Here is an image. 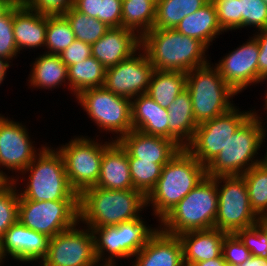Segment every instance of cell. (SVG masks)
I'll use <instances>...</instances> for the list:
<instances>
[{"mask_svg":"<svg viewBox=\"0 0 267 266\" xmlns=\"http://www.w3.org/2000/svg\"><path fill=\"white\" fill-rule=\"evenodd\" d=\"M146 209V197L136 189L110 190L93 186L79 195V223L88 228L142 218V211Z\"/></svg>","mask_w":267,"mask_h":266,"instance_id":"1","label":"cell"},{"mask_svg":"<svg viewBox=\"0 0 267 266\" xmlns=\"http://www.w3.org/2000/svg\"><path fill=\"white\" fill-rule=\"evenodd\" d=\"M141 49L154 70L188 73L210 62L208 47L198 39L175 29H151L141 37ZM209 58V59H207Z\"/></svg>","mask_w":267,"mask_h":266,"instance_id":"2","label":"cell"},{"mask_svg":"<svg viewBox=\"0 0 267 266\" xmlns=\"http://www.w3.org/2000/svg\"><path fill=\"white\" fill-rule=\"evenodd\" d=\"M18 181H24V187L20 186L17 190L27 200H79V195L69 183L62 155L47 143L31 164L13 180L17 187Z\"/></svg>","mask_w":267,"mask_h":266,"instance_id":"3","label":"cell"},{"mask_svg":"<svg viewBox=\"0 0 267 266\" xmlns=\"http://www.w3.org/2000/svg\"><path fill=\"white\" fill-rule=\"evenodd\" d=\"M206 176L203 166L185 148L181 149L161 171L154 189L146 197V207L159 222Z\"/></svg>","mask_w":267,"mask_h":266,"instance_id":"4","label":"cell"},{"mask_svg":"<svg viewBox=\"0 0 267 266\" xmlns=\"http://www.w3.org/2000/svg\"><path fill=\"white\" fill-rule=\"evenodd\" d=\"M218 208L216 177L205 176L160 221L159 228L170 235L214 228Z\"/></svg>","mask_w":267,"mask_h":266,"instance_id":"5","label":"cell"},{"mask_svg":"<svg viewBox=\"0 0 267 266\" xmlns=\"http://www.w3.org/2000/svg\"><path fill=\"white\" fill-rule=\"evenodd\" d=\"M254 113L229 138L224 149L206 166V176L242 175L264 161L259 151L263 142L262 115ZM264 144V145H263Z\"/></svg>","mask_w":267,"mask_h":266,"instance_id":"6","label":"cell"},{"mask_svg":"<svg viewBox=\"0 0 267 266\" xmlns=\"http://www.w3.org/2000/svg\"><path fill=\"white\" fill-rule=\"evenodd\" d=\"M186 89L192 101V111L197 124L228 112L236 92L223 80L211 61L186 73Z\"/></svg>","mask_w":267,"mask_h":266,"instance_id":"7","label":"cell"},{"mask_svg":"<svg viewBox=\"0 0 267 266\" xmlns=\"http://www.w3.org/2000/svg\"><path fill=\"white\" fill-rule=\"evenodd\" d=\"M152 226L144 218H136L114 226L90 228L98 264L117 266V260L133 258L159 228Z\"/></svg>","mask_w":267,"mask_h":266,"instance_id":"8","label":"cell"},{"mask_svg":"<svg viewBox=\"0 0 267 266\" xmlns=\"http://www.w3.org/2000/svg\"><path fill=\"white\" fill-rule=\"evenodd\" d=\"M75 99L97 126L99 133L116 134L114 138L111 137L112 141H119L133 130L131 99L116 95L104 86L85 89Z\"/></svg>","mask_w":267,"mask_h":266,"instance_id":"9","label":"cell"},{"mask_svg":"<svg viewBox=\"0 0 267 266\" xmlns=\"http://www.w3.org/2000/svg\"><path fill=\"white\" fill-rule=\"evenodd\" d=\"M107 140L103 142L101 138L98 140L75 135L65 145L63 143L57 147L63 157L69 183L78 195L87 188L96 186L103 152L114 142L111 138Z\"/></svg>","mask_w":267,"mask_h":266,"instance_id":"10","label":"cell"},{"mask_svg":"<svg viewBox=\"0 0 267 266\" xmlns=\"http://www.w3.org/2000/svg\"><path fill=\"white\" fill-rule=\"evenodd\" d=\"M218 208L214 228L235 233L256 224L260 217L252 210L242 175L216 177Z\"/></svg>","mask_w":267,"mask_h":266,"instance_id":"11","label":"cell"},{"mask_svg":"<svg viewBox=\"0 0 267 266\" xmlns=\"http://www.w3.org/2000/svg\"><path fill=\"white\" fill-rule=\"evenodd\" d=\"M18 221L52 238L79 222V200L34 201L19 195Z\"/></svg>","mask_w":267,"mask_h":266,"instance_id":"12","label":"cell"},{"mask_svg":"<svg viewBox=\"0 0 267 266\" xmlns=\"http://www.w3.org/2000/svg\"><path fill=\"white\" fill-rule=\"evenodd\" d=\"M253 113L252 109L241 111L235 105L228 112L198 124L191 142L185 149L206 167Z\"/></svg>","mask_w":267,"mask_h":266,"instance_id":"13","label":"cell"},{"mask_svg":"<svg viewBox=\"0 0 267 266\" xmlns=\"http://www.w3.org/2000/svg\"><path fill=\"white\" fill-rule=\"evenodd\" d=\"M28 130L22 122L0 114V176L5 181H13L20 175L46 145L36 148ZM3 170L15 172L16 176L8 175L10 173Z\"/></svg>","mask_w":267,"mask_h":266,"instance_id":"14","label":"cell"},{"mask_svg":"<svg viewBox=\"0 0 267 266\" xmlns=\"http://www.w3.org/2000/svg\"><path fill=\"white\" fill-rule=\"evenodd\" d=\"M80 225L78 222L49 238L46 256L41 261L45 266H100L95 254L93 232Z\"/></svg>","mask_w":267,"mask_h":266,"instance_id":"15","label":"cell"},{"mask_svg":"<svg viewBox=\"0 0 267 266\" xmlns=\"http://www.w3.org/2000/svg\"><path fill=\"white\" fill-rule=\"evenodd\" d=\"M154 67L140 48L131 57L105 71L104 87L129 99L148 90Z\"/></svg>","mask_w":267,"mask_h":266,"instance_id":"16","label":"cell"},{"mask_svg":"<svg viewBox=\"0 0 267 266\" xmlns=\"http://www.w3.org/2000/svg\"><path fill=\"white\" fill-rule=\"evenodd\" d=\"M258 58V41L251 35L242 45L222 56L215 66L223 80L238 95L258 84Z\"/></svg>","mask_w":267,"mask_h":266,"instance_id":"17","label":"cell"},{"mask_svg":"<svg viewBox=\"0 0 267 266\" xmlns=\"http://www.w3.org/2000/svg\"><path fill=\"white\" fill-rule=\"evenodd\" d=\"M48 243L49 237L17 220L0 239V252L5 261L12 257L16 262L33 265L34 261L37 263L44 259Z\"/></svg>","mask_w":267,"mask_h":266,"instance_id":"18","label":"cell"},{"mask_svg":"<svg viewBox=\"0 0 267 266\" xmlns=\"http://www.w3.org/2000/svg\"><path fill=\"white\" fill-rule=\"evenodd\" d=\"M141 48V38L124 27L110 28L91 45L92 56L106 69L128 59Z\"/></svg>","mask_w":267,"mask_h":266,"instance_id":"19","label":"cell"},{"mask_svg":"<svg viewBox=\"0 0 267 266\" xmlns=\"http://www.w3.org/2000/svg\"><path fill=\"white\" fill-rule=\"evenodd\" d=\"M134 257L132 266H185L181 240L160 228Z\"/></svg>","mask_w":267,"mask_h":266,"instance_id":"20","label":"cell"},{"mask_svg":"<svg viewBox=\"0 0 267 266\" xmlns=\"http://www.w3.org/2000/svg\"><path fill=\"white\" fill-rule=\"evenodd\" d=\"M118 142L132 157L157 164H166L182 149L171 139L138 130H131Z\"/></svg>","mask_w":267,"mask_h":266,"instance_id":"21","label":"cell"},{"mask_svg":"<svg viewBox=\"0 0 267 266\" xmlns=\"http://www.w3.org/2000/svg\"><path fill=\"white\" fill-rule=\"evenodd\" d=\"M47 15L26 7L17 1L13 5V32L16 46L20 51L32 49L45 50Z\"/></svg>","mask_w":267,"mask_h":266,"instance_id":"22","label":"cell"},{"mask_svg":"<svg viewBox=\"0 0 267 266\" xmlns=\"http://www.w3.org/2000/svg\"><path fill=\"white\" fill-rule=\"evenodd\" d=\"M225 235V231L215 228L178 235L182 243L184 265L192 266L194 263L219 257Z\"/></svg>","mask_w":267,"mask_h":266,"instance_id":"23","label":"cell"},{"mask_svg":"<svg viewBox=\"0 0 267 266\" xmlns=\"http://www.w3.org/2000/svg\"><path fill=\"white\" fill-rule=\"evenodd\" d=\"M95 187L110 190L134 189L128 162V152L114 141L104 152L100 175Z\"/></svg>","mask_w":267,"mask_h":266,"instance_id":"24","label":"cell"},{"mask_svg":"<svg viewBox=\"0 0 267 266\" xmlns=\"http://www.w3.org/2000/svg\"><path fill=\"white\" fill-rule=\"evenodd\" d=\"M131 121L133 130L168 139V110L146 93L131 99Z\"/></svg>","mask_w":267,"mask_h":266,"instance_id":"25","label":"cell"},{"mask_svg":"<svg viewBox=\"0 0 267 266\" xmlns=\"http://www.w3.org/2000/svg\"><path fill=\"white\" fill-rule=\"evenodd\" d=\"M175 30L188 37L203 42L208 48L214 43L218 35L224 34L221 28L214 4L209 0L194 13L185 16Z\"/></svg>","mask_w":267,"mask_h":266,"instance_id":"26","label":"cell"},{"mask_svg":"<svg viewBox=\"0 0 267 266\" xmlns=\"http://www.w3.org/2000/svg\"><path fill=\"white\" fill-rule=\"evenodd\" d=\"M31 71L28 77L30 88L51 90L61 87H67L68 82V67L62 62L59 54H44L38 55L35 61L31 63Z\"/></svg>","mask_w":267,"mask_h":266,"instance_id":"27","label":"cell"},{"mask_svg":"<svg viewBox=\"0 0 267 266\" xmlns=\"http://www.w3.org/2000/svg\"><path fill=\"white\" fill-rule=\"evenodd\" d=\"M169 114L168 139L184 149L192 140L198 124L192 111L189 91L185 89L167 108Z\"/></svg>","mask_w":267,"mask_h":266,"instance_id":"28","label":"cell"},{"mask_svg":"<svg viewBox=\"0 0 267 266\" xmlns=\"http://www.w3.org/2000/svg\"><path fill=\"white\" fill-rule=\"evenodd\" d=\"M185 89V72L154 70L146 94L161 107L167 109L176 97Z\"/></svg>","mask_w":267,"mask_h":266,"instance_id":"29","label":"cell"},{"mask_svg":"<svg viewBox=\"0 0 267 266\" xmlns=\"http://www.w3.org/2000/svg\"><path fill=\"white\" fill-rule=\"evenodd\" d=\"M106 68L93 56L68 66L69 89L73 96L89 88L103 87Z\"/></svg>","mask_w":267,"mask_h":266,"instance_id":"30","label":"cell"},{"mask_svg":"<svg viewBox=\"0 0 267 266\" xmlns=\"http://www.w3.org/2000/svg\"><path fill=\"white\" fill-rule=\"evenodd\" d=\"M156 5L149 0H122V27L140 38L153 28Z\"/></svg>","mask_w":267,"mask_h":266,"instance_id":"31","label":"cell"},{"mask_svg":"<svg viewBox=\"0 0 267 266\" xmlns=\"http://www.w3.org/2000/svg\"><path fill=\"white\" fill-rule=\"evenodd\" d=\"M209 0H158L156 18L152 29H175L188 16Z\"/></svg>","mask_w":267,"mask_h":266,"instance_id":"32","label":"cell"},{"mask_svg":"<svg viewBox=\"0 0 267 266\" xmlns=\"http://www.w3.org/2000/svg\"><path fill=\"white\" fill-rule=\"evenodd\" d=\"M242 176L248 189L252 210L260 218H267V161L251 167Z\"/></svg>","mask_w":267,"mask_h":266,"instance_id":"33","label":"cell"},{"mask_svg":"<svg viewBox=\"0 0 267 266\" xmlns=\"http://www.w3.org/2000/svg\"><path fill=\"white\" fill-rule=\"evenodd\" d=\"M70 23L75 39L94 44L110 27L97 18L89 17L77 11L73 6L62 14Z\"/></svg>","mask_w":267,"mask_h":266,"instance_id":"34","label":"cell"},{"mask_svg":"<svg viewBox=\"0 0 267 266\" xmlns=\"http://www.w3.org/2000/svg\"><path fill=\"white\" fill-rule=\"evenodd\" d=\"M75 40L70 23L63 15H47L45 52L60 54Z\"/></svg>","mask_w":267,"mask_h":266,"instance_id":"35","label":"cell"},{"mask_svg":"<svg viewBox=\"0 0 267 266\" xmlns=\"http://www.w3.org/2000/svg\"><path fill=\"white\" fill-rule=\"evenodd\" d=\"M129 169L133 188L140 191L145 197L154 189L161 176L165 164H157L152 161L139 160L128 153Z\"/></svg>","mask_w":267,"mask_h":266,"instance_id":"36","label":"cell"},{"mask_svg":"<svg viewBox=\"0 0 267 266\" xmlns=\"http://www.w3.org/2000/svg\"><path fill=\"white\" fill-rule=\"evenodd\" d=\"M19 193L13 181H6L0 187V239L18 220Z\"/></svg>","mask_w":267,"mask_h":266,"instance_id":"37","label":"cell"},{"mask_svg":"<svg viewBox=\"0 0 267 266\" xmlns=\"http://www.w3.org/2000/svg\"><path fill=\"white\" fill-rule=\"evenodd\" d=\"M242 28H255L256 31L267 28V4L263 0H238Z\"/></svg>","mask_w":267,"mask_h":266,"instance_id":"38","label":"cell"},{"mask_svg":"<svg viewBox=\"0 0 267 266\" xmlns=\"http://www.w3.org/2000/svg\"><path fill=\"white\" fill-rule=\"evenodd\" d=\"M215 6L218 21L225 32L240 30L242 17L238 0H211Z\"/></svg>","mask_w":267,"mask_h":266,"instance_id":"39","label":"cell"},{"mask_svg":"<svg viewBox=\"0 0 267 266\" xmlns=\"http://www.w3.org/2000/svg\"><path fill=\"white\" fill-rule=\"evenodd\" d=\"M20 54L16 46L13 32V6L0 17V56L11 60ZM14 57V58H13Z\"/></svg>","mask_w":267,"mask_h":266,"instance_id":"40","label":"cell"},{"mask_svg":"<svg viewBox=\"0 0 267 266\" xmlns=\"http://www.w3.org/2000/svg\"><path fill=\"white\" fill-rule=\"evenodd\" d=\"M251 255L267 258V233L258 225L235 232Z\"/></svg>","mask_w":267,"mask_h":266,"instance_id":"41","label":"cell"},{"mask_svg":"<svg viewBox=\"0 0 267 266\" xmlns=\"http://www.w3.org/2000/svg\"><path fill=\"white\" fill-rule=\"evenodd\" d=\"M222 254L227 266H239L251 257L250 250L235 233H226L222 243Z\"/></svg>","mask_w":267,"mask_h":266,"instance_id":"42","label":"cell"},{"mask_svg":"<svg viewBox=\"0 0 267 266\" xmlns=\"http://www.w3.org/2000/svg\"><path fill=\"white\" fill-rule=\"evenodd\" d=\"M75 0H23L22 3L35 11L46 15H62L68 11Z\"/></svg>","mask_w":267,"mask_h":266,"instance_id":"43","label":"cell"},{"mask_svg":"<svg viewBox=\"0 0 267 266\" xmlns=\"http://www.w3.org/2000/svg\"><path fill=\"white\" fill-rule=\"evenodd\" d=\"M100 21L110 28L122 27V0H100Z\"/></svg>","mask_w":267,"mask_h":266,"instance_id":"44","label":"cell"},{"mask_svg":"<svg viewBox=\"0 0 267 266\" xmlns=\"http://www.w3.org/2000/svg\"><path fill=\"white\" fill-rule=\"evenodd\" d=\"M91 56V45L78 39H75L68 48H66L59 54L62 62L67 67L76 63H80Z\"/></svg>","mask_w":267,"mask_h":266,"instance_id":"45","label":"cell"},{"mask_svg":"<svg viewBox=\"0 0 267 266\" xmlns=\"http://www.w3.org/2000/svg\"><path fill=\"white\" fill-rule=\"evenodd\" d=\"M258 41V84L267 77V28L252 34Z\"/></svg>","mask_w":267,"mask_h":266,"instance_id":"46","label":"cell"},{"mask_svg":"<svg viewBox=\"0 0 267 266\" xmlns=\"http://www.w3.org/2000/svg\"><path fill=\"white\" fill-rule=\"evenodd\" d=\"M73 7L89 17L100 20V0H75Z\"/></svg>","mask_w":267,"mask_h":266,"instance_id":"47","label":"cell"},{"mask_svg":"<svg viewBox=\"0 0 267 266\" xmlns=\"http://www.w3.org/2000/svg\"><path fill=\"white\" fill-rule=\"evenodd\" d=\"M239 266H267V258L251 255V257Z\"/></svg>","mask_w":267,"mask_h":266,"instance_id":"48","label":"cell"},{"mask_svg":"<svg viewBox=\"0 0 267 266\" xmlns=\"http://www.w3.org/2000/svg\"><path fill=\"white\" fill-rule=\"evenodd\" d=\"M192 266H227L223 254L215 259L194 263Z\"/></svg>","mask_w":267,"mask_h":266,"instance_id":"49","label":"cell"},{"mask_svg":"<svg viewBox=\"0 0 267 266\" xmlns=\"http://www.w3.org/2000/svg\"><path fill=\"white\" fill-rule=\"evenodd\" d=\"M11 63V61L0 56V86L7 76V70L12 66Z\"/></svg>","mask_w":267,"mask_h":266,"instance_id":"50","label":"cell"},{"mask_svg":"<svg viewBox=\"0 0 267 266\" xmlns=\"http://www.w3.org/2000/svg\"><path fill=\"white\" fill-rule=\"evenodd\" d=\"M16 2V0H0V17H2Z\"/></svg>","mask_w":267,"mask_h":266,"instance_id":"51","label":"cell"},{"mask_svg":"<svg viewBox=\"0 0 267 266\" xmlns=\"http://www.w3.org/2000/svg\"><path fill=\"white\" fill-rule=\"evenodd\" d=\"M267 117V115L265 116V118ZM264 120H266V122L264 121V122H262L263 124H262V126H263V142H266L265 141V139L267 140V138H265V137H267V125H265V123L267 124V118L266 119H264ZM265 147H267V146H265ZM267 149V148H266ZM265 155V156H264ZM264 155H262L263 157H264V160L265 161H267V150H266V152H265V154Z\"/></svg>","mask_w":267,"mask_h":266,"instance_id":"52","label":"cell"},{"mask_svg":"<svg viewBox=\"0 0 267 266\" xmlns=\"http://www.w3.org/2000/svg\"><path fill=\"white\" fill-rule=\"evenodd\" d=\"M258 225L267 233V218H260Z\"/></svg>","mask_w":267,"mask_h":266,"instance_id":"53","label":"cell"},{"mask_svg":"<svg viewBox=\"0 0 267 266\" xmlns=\"http://www.w3.org/2000/svg\"><path fill=\"white\" fill-rule=\"evenodd\" d=\"M267 80V77L266 78H264L263 80H262V84L265 82ZM265 92V99H264V101H265V104H264V110L266 111V113H267V90L266 91H264Z\"/></svg>","mask_w":267,"mask_h":266,"instance_id":"54","label":"cell"},{"mask_svg":"<svg viewBox=\"0 0 267 266\" xmlns=\"http://www.w3.org/2000/svg\"><path fill=\"white\" fill-rule=\"evenodd\" d=\"M5 262V260H4V258L2 257V255H1V252H0V266H4V263Z\"/></svg>","mask_w":267,"mask_h":266,"instance_id":"55","label":"cell"},{"mask_svg":"<svg viewBox=\"0 0 267 266\" xmlns=\"http://www.w3.org/2000/svg\"><path fill=\"white\" fill-rule=\"evenodd\" d=\"M6 181L0 176V187L5 183Z\"/></svg>","mask_w":267,"mask_h":266,"instance_id":"56","label":"cell"},{"mask_svg":"<svg viewBox=\"0 0 267 266\" xmlns=\"http://www.w3.org/2000/svg\"><path fill=\"white\" fill-rule=\"evenodd\" d=\"M39 264V265H38ZM34 265H38V266H45L42 262H37V264L34 262Z\"/></svg>","mask_w":267,"mask_h":266,"instance_id":"57","label":"cell"},{"mask_svg":"<svg viewBox=\"0 0 267 266\" xmlns=\"http://www.w3.org/2000/svg\"><path fill=\"white\" fill-rule=\"evenodd\" d=\"M149 1H152L156 5L158 0H149Z\"/></svg>","mask_w":267,"mask_h":266,"instance_id":"58","label":"cell"}]
</instances>
